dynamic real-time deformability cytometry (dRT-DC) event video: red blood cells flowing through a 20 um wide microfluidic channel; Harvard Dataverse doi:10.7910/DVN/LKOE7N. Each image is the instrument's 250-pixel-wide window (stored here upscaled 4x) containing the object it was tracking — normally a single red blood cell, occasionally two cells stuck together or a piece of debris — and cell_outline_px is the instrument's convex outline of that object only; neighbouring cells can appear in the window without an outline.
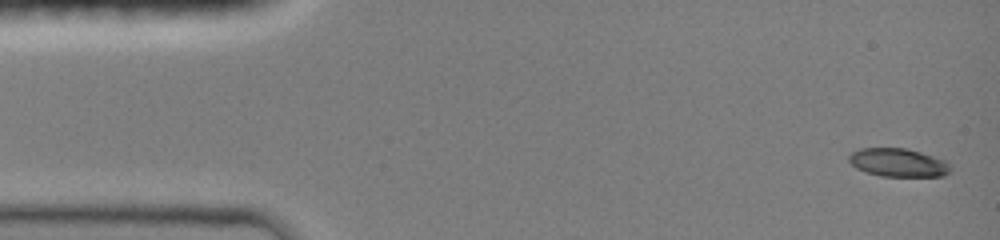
{"species": "common noctule bat (a hibernating species)", "species_latin": "Nyctalus noctula", "temperature_condition": "room temperature", "stored_images_in_passage": 8, "camera_frame_rate_fps": 3000, "um_per_image_px": 0.085, "animal": {"sex": "female", "body_mass_g": 19.0, "forearm_length_mm": 51.5}, "frame": {"image": 1, "passage_image": 1, "time_ms": 0.0, "image_size_px": [1000, 240], "cell_outline_px": [[948, 172], [944, 176], [884, 176], [868, 172], [856, 168], [848, 160], [848, 156], [852, 152], [860, 148], [904, 148], [920, 152], [944, 160], [948, 164]], "centroid_in_image_um": [76.3, 13.81], "position_along_channel_um": 8.7, "area_um2": 16.42}}
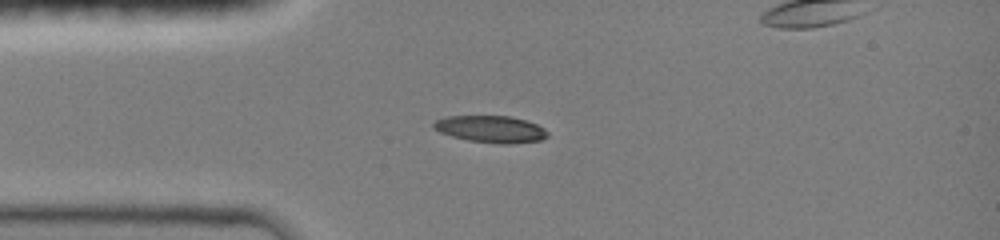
{"frame": {"image": 2, "passage_image": 6, "time_ms": 3.333, "image_size_px": [1000, 240], "cell_outline_px": [[548, 136], [540, 140], [508, 144], [500, 144], [468, 140], [452, 136], [440, 132], [432, 124], [436, 120], [448, 116], [508, 116], [524, 120], [536, 124], [544, 128], [548, 132]], "centroid_in_image_um": [41.73, 10.98], "position_along_channel_um": 43.3, "area_um2": 17.63}}
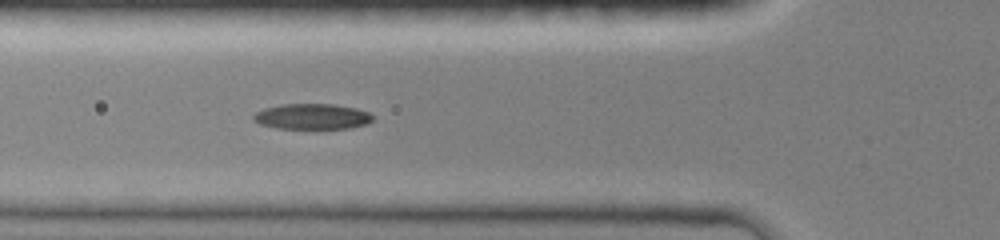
{"frame": {"image": 3, "passage_image": 8, "time_ms": 5.0, "image_size_px": [1000, 240], "cell_outline_px": [[372, 120], [368, 124], [348, 128], [276, 128], [260, 124], [252, 120], [252, 116], [256, 112], [264, 108], [284, 104], [336, 104], [356, 108], [368, 112], [372, 116]], "centroid_in_image_um": [26.52, 9.9], "position_along_channel_um": 99.3, "area_um2": 17.74}}